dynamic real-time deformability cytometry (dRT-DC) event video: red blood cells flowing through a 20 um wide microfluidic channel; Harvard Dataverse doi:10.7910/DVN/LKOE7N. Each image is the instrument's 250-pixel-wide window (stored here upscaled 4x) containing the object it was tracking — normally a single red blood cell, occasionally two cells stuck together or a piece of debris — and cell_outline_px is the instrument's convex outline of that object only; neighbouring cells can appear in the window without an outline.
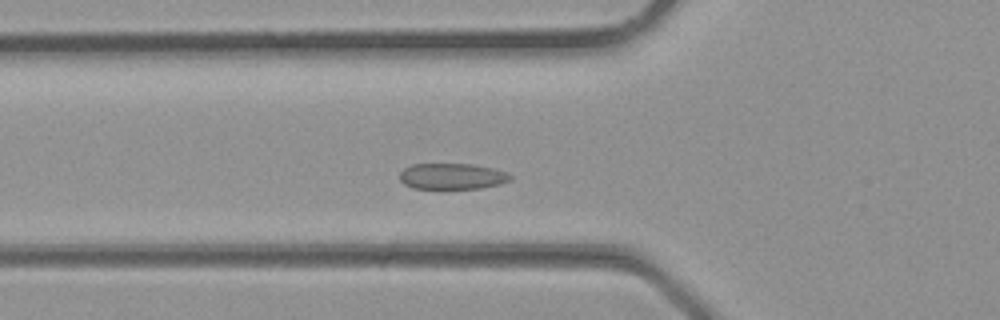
{"species": "common noctule bat (a hibernating species)", "species_latin": "Nyctalus noctula", "temperature_condition": "room temperature", "stored_images_in_passage": 29, "camera_frame_rate_fps": 3000, "um_per_image_px": 0.085, "animal": {"sex": "male", "body_mass_g": 23.1, "forearm_length_mm": 52.7}, "frame": {"image": 1, "passage_image": 6, "time_ms": 1.667, "image_size_px": [1000, 320], "cell_outline_px": [[504, 180], [492, 184], [472, 188], [420, 188], [408, 184], [400, 176], [408, 168], [416, 164], [460, 164], [484, 168], [496, 172], [504, 176]], "centroid_in_image_um": [38.22, 14.98], "position_along_channel_um": 87.6, "area_um2": 14.57}}
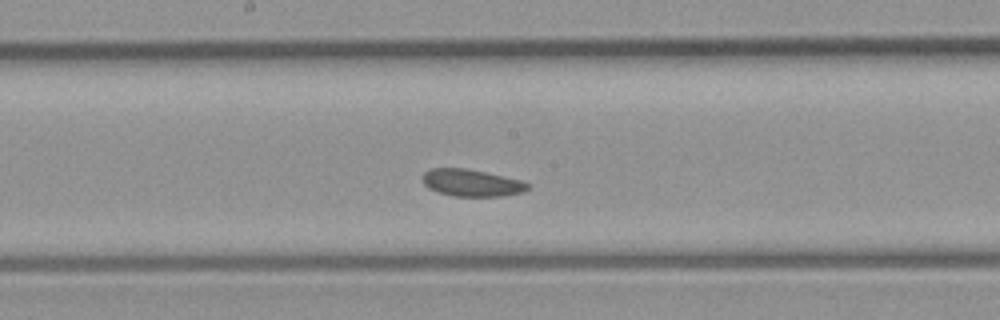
{"frame": {"image": 2, "passage_image": 12, "time_ms": 3.667, "image_size_px": [1000, 320], "cell_outline_px": [[528, 188], [516, 192], [488, 196], [460, 196], [444, 192], [432, 188], [424, 180], [424, 176], [428, 172], [436, 168], [456, 168], [480, 172], [516, 180], [528, 184]], "centroid_in_image_um": [40.06, 15.54], "position_along_channel_um": 208.1, "area_um2": 14.74}}
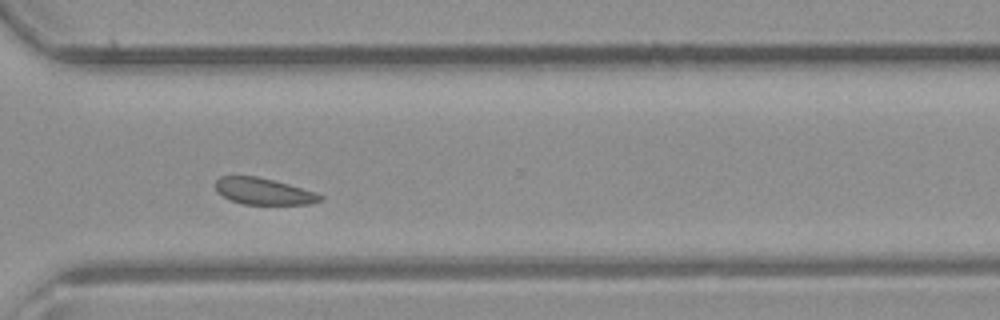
{"frame": {"image": 3, "passage_image": 19, "time_ms": 6.0, "image_size_px": [1000, 320], "cell_outline_px": [[320, 196], [316, 200], [296, 204], [248, 204], [232, 200], [224, 196], [216, 188], [216, 184], [224, 176], [252, 176], [284, 184]], "centroid_in_image_um": [22.24, 16.26], "position_along_channel_um": 348.4, "area_um2": 14.51}}